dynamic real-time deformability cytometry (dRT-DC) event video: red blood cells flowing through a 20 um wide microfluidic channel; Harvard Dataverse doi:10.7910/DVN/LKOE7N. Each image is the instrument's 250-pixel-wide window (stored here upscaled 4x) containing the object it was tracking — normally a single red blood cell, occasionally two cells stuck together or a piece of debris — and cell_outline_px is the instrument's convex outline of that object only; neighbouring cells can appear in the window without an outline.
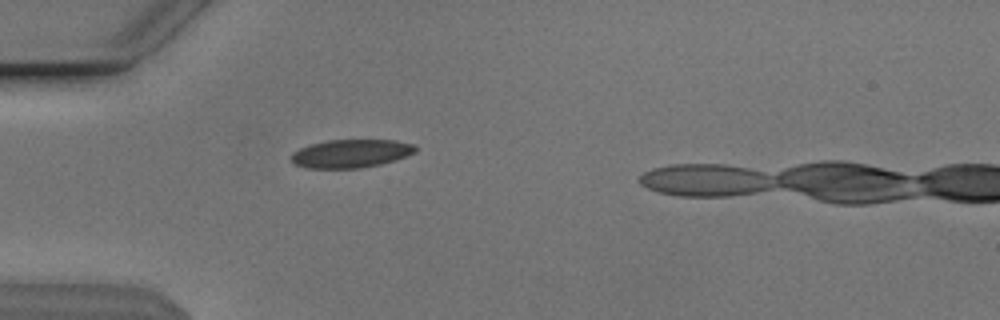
{"species": "Egyptian fruit bat (a non-hibernating species)", "species_latin": "Rousettus aegyptiacus", "temperature_condition": "cold", "stored_images_in_passage": 35, "camera_frame_rate_fps": 3000, "um_per_image_px": 0.085, "animal": {"sex": "male"}, "frame": {"image": 1, "passage_image": 3, "time_ms": 0.667, "image_size_px": [1000, 320], "cell_outline_px": [[416, 152], [408, 156], [396, 160], [380, 164], [360, 168], [304, 168], [292, 164], [288, 160], [288, 156], [292, 152], [300, 148], [312, 144], [328, 140], [396, 140], [412, 144], [416, 148]], "centroid_in_image_um": [29.77, 13.06], "position_along_channel_um": 55.2, "area_um2": 20.75}}
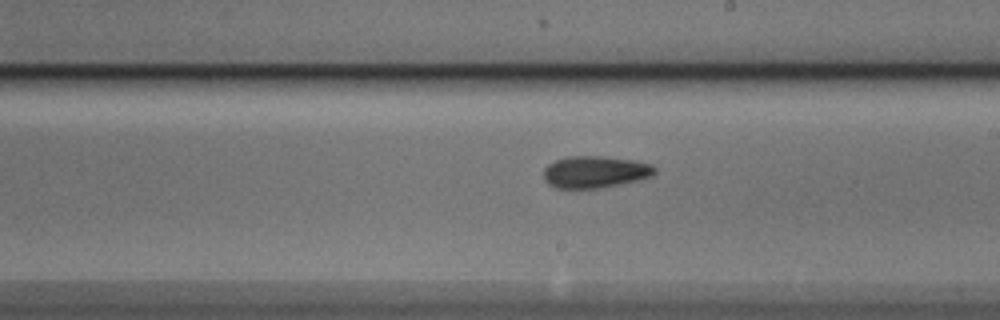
{"frame": {"image": 2, "passage_image": 18, "time_ms": 5.667, "image_size_px": [1000, 320], "cell_outline_px": [[656, 172], [652, 176], [636, 180], [596, 188], [556, 188], [548, 184], [544, 180], [544, 168], [548, 164], [556, 160], [568, 156], [600, 156], [636, 160], [652, 164], [656, 168]], "centroid_in_image_um": [50.57, 14.6], "position_along_channel_um": 238.4, "area_um2": 20.58}}
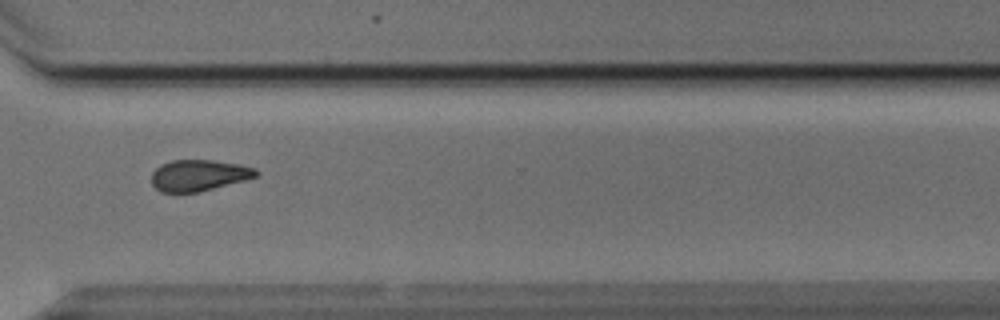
{"frame": {"image": 3, "passage_image": 27, "time_ms": 8.667, "image_size_px": [1000, 320], "cell_outline_px": [[260, 172], [256, 176], [244, 180], [196, 192], [160, 192], [152, 184], [152, 172], [160, 164], [172, 160], [212, 160], [240, 164], [256, 168]], "centroid_in_image_um": [16.89, 14.89], "position_along_channel_um": 353.7, "area_um2": 18.9}}